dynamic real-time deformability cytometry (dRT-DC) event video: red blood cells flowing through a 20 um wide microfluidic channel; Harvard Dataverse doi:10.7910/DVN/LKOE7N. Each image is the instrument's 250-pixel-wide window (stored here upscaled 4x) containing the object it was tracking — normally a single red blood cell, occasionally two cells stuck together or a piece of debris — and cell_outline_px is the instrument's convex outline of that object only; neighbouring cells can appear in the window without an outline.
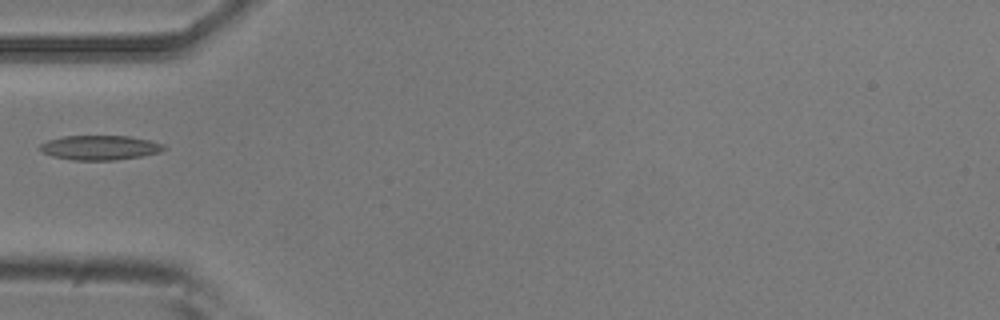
{"species": "common noctule bat (a hibernating species)", "species_latin": "Nyctalus noctula", "temperature_condition": "room temperature", "stored_images_in_passage": 6, "camera_frame_rate_fps": 3000, "um_per_image_px": 0.085, "animal": {"sex": "male", "body_mass_g": 20.5, "forearm_length_mm": 52.5}, "frame": {"image": 1, "passage_image": 5, "time_ms": 1.333, "image_size_px": [1000, 320], "cell_outline_px": [[168, 148], [160, 152], [140, 156], [116, 160], [72, 160], [52, 156], [44, 152], [40, 148], [40, 144], [48, 140], [64, 136], [128, 136], [148, 140], [164, 144]], "centroid_in_image_um": [8.51, 12.55], "position_along_channel_um": 76.5, "area_um2": 17.63}}
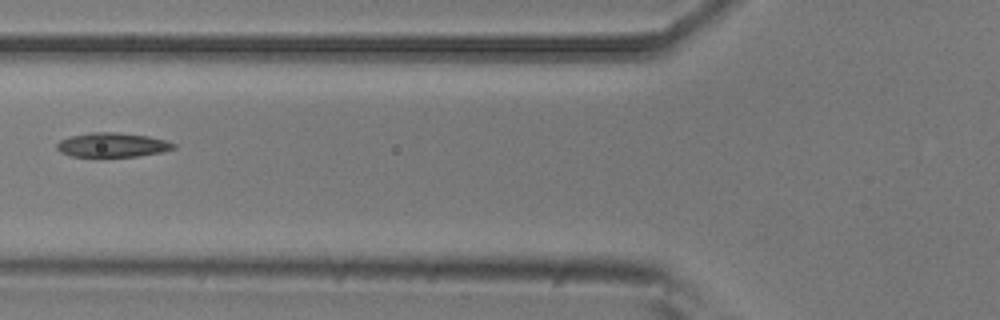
{"frame": {"image": 2, "passage_image": 6, "time_ms": 1.667, "image_size_px": [1000, 320], "cell_outline_px": [[176, 148], [160, 152], [136, 156], [72, 156], [60, 152], [56, 148], [56, 144], [60, 140], [68, 136], [92, 132], [116, 132], [148, 136], [164, 140], [176, 144]], "centroid_in_image_um": [9.52, 12.31], "position_along_channel_um": 116.3, "area_um2": 16.42}}